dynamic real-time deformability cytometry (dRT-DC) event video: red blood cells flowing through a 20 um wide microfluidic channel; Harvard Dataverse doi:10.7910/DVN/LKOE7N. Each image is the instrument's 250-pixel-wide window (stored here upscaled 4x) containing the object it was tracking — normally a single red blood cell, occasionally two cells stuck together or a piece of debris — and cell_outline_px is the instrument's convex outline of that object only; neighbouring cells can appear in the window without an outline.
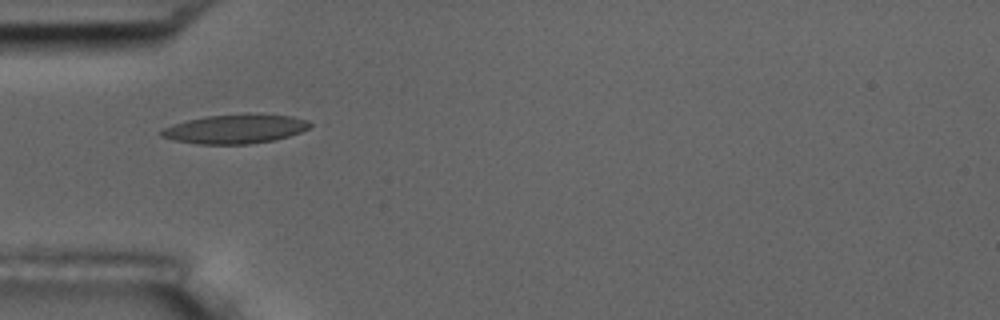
{"species": "common noctule bat (a hibernating species)", "species_latin": "Nyctalus noctula", "temperature_condition": "room temperature", "stored_images_in_passage": 7, "camera_frame_rate_fps": 3000, "um_per_image_px": 0.085, "animal": {"sex": "male", "body_mass_g": 17.5, "forearm_length_mm": 52.3}, "frame": {"image": 1, "passage_image": 5, "time_ms": 4.667, "image_size_px": [1000, 320], "cell_outline_px": [[316, 124], [300, 132], [288, 136], [272, 140], [248, 144], [200, 144], [176, 140], [160, 136], [160, 132], [164, 128], [188, 120], [208, 116], [244, 112], [292, 116], [308, 120]], "centroid_in_image_um": [20.07, 10.93], "position_along_channel_um": 64.9, "area_um2": 25.32}}